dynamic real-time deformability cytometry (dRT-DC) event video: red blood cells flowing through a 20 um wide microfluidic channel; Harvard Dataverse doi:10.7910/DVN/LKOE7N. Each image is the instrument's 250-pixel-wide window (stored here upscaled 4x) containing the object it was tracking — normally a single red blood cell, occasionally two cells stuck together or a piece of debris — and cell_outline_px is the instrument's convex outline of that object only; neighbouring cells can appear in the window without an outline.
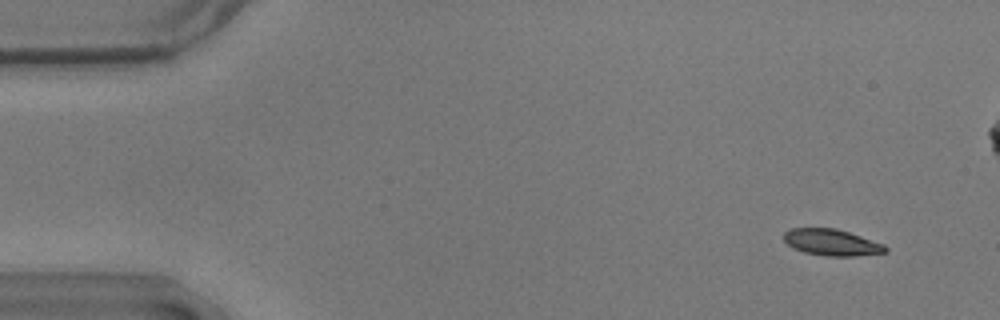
{"species": "common noctule bat (a hibernating species)", "species_latin": "Nyctalus noctula", "temperature_condition": "warm", "stored_images_in_passage": 54, "camera_frame_rate_fps": 3000, "um_per_image_px": 0.085, "animal": {"sex": "male", "body_mass_g": 17.9}, "frame": {"image": 1, "passage_image": 1, "time_ms": 0.0, "image_size_px": [1000, 320], "cell_outline_px": [[888, 252], [856, 256], [824, 256], [804, 252], [792, 248], [784, 240], [784, 232], [792, 228], [836, 228], [884, 244], [888, 248]], "centroid_in_image_um": [70.7, 20.61], "position_along_channel_um": 14.3, "area_um2": 15.66}}
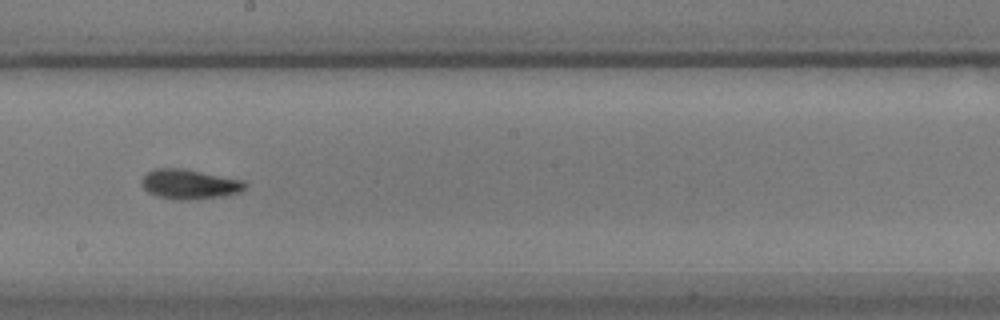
{"frame": {"image": 2, "passage_image": 28, "time_ms": 9.0, "image_size_px": [1000, 320], "cell_outline_px": [[248, 184], [240, 192], [220, 196], [184, 200], [176, 200], [156, 196], [148, 192], [140, 184], [140, 180], [148, 172], [156, 168], [184, 168], [244, 180]], "centroid_in_image_um": [16.08, 15.64], "position_along_channel_um": 232.1, "area_um2": 17.98}}
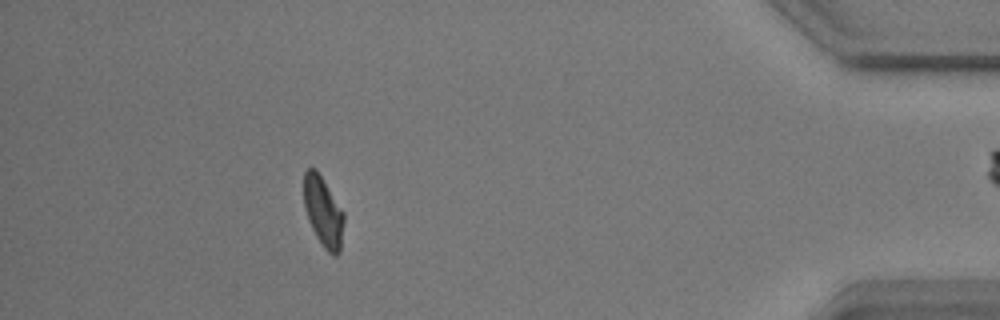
{"frame": {"image": 3, "passage_image": 47, "time_ms": 15.333, "image_size_px": [1000, 320], "cell_outline_px": [[344, 220], [340, 252], [336, 256], [332, 256], [324, 248], [316, 236], [308, 220], [304, 208], [304, 172], [308, 168], [316, 168], [344, 212]], "centroid_in_image_um": [27.47, 18.01], "position_along_channel_um": 407.7, "area_um2": 16.42}, "authors_computed_cell_mechanics": {"area_um2": 16.8198, "velocity_mm_per_s": 3.6073, "shape_relaxation_time_tau1_ms": 3.0766, "shape_relaxation_time_tau2_ms": 2.5143, "deformation_change_tau1": 0.1408, "deformation_change_tau2": 0.061}}